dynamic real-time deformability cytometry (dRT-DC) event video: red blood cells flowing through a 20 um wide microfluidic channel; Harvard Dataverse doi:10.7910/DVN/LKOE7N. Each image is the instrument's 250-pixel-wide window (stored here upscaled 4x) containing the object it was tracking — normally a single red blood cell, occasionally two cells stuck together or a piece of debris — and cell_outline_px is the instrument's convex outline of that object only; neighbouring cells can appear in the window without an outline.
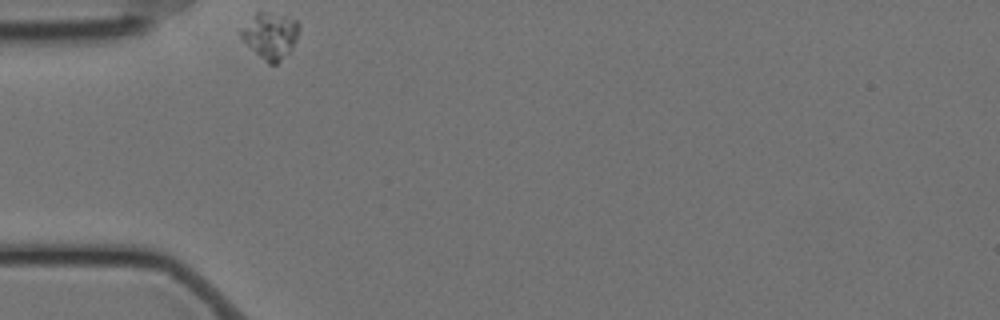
{"species": "Egyptian fruit bat (a non-hibernating species)", "species_latin": "Rousettus aegyptiacus", "temperature_condition": "cold", "stored_images_in_passage": 35, "camera_frame_rate_fps": 3000, "um_per_image_px": 0.085, "animal": {"sex": "female"}, "frame": {"image": 1, "passage_image": 1, "time_ms": 0.0, "image_size_px": [1000, 320], "cell_outline_px": [[300, 28], [296, 40], [288, 52], [276, 64], [268, 64], [240, 36], [240, 32], [256, 12], [268, 12], [284, 16], [296, 20], [300, 24]], "centroid_in_image_um": [23.01, 3.01], "position_along_channel_um": 62.0, "area_um2": 15.09}}
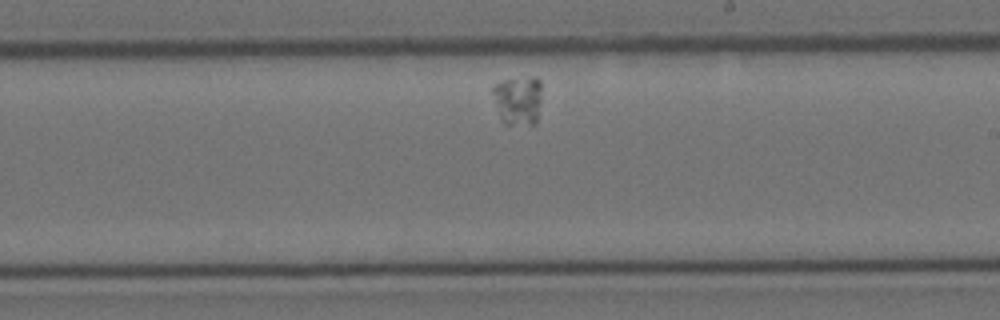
{"frame": {"image": 2, "passage_image": 20, "time_ms": 6.333, "image_size_px": [1000, 320], "cell_outline_px": [[540, 104], [536, 124], [504, 124], [500, 120], [492, 92], [492, 88], [500, 80], [532, 76], [536, 76], [540, 80]], "centroid_in_image_um": [44.02, 8.51], "position_along_channel_um": 245.0, "area_um2": 14.28}}
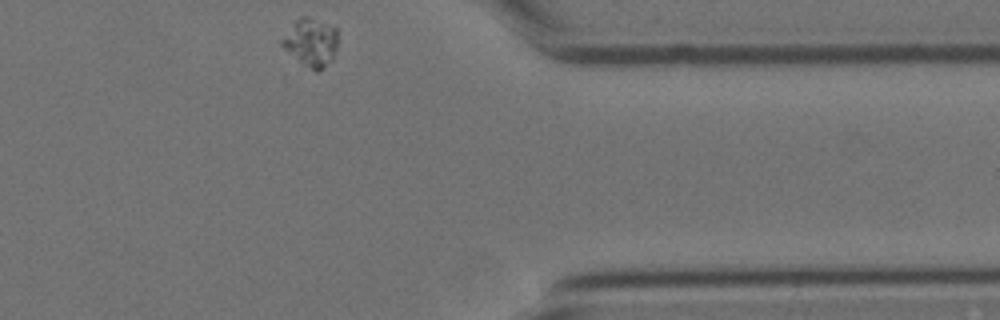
{"frame": {"image": 3, "passage_image": 35, "time_ms": 11.333, "image_size_px": [1000, 320], "cell_outline_px": [[336, 48], [332, 60], [324, 68], [316, 72], [304, 64], [284, 48], [280, 44], [280, 40], [296, 20], [300, 16], [304, 16], [336, 28]], "centroid_in_image_um": [26.42, 3.62], "position_along_channel_um": 385.0, "area_um2": 15.09}}